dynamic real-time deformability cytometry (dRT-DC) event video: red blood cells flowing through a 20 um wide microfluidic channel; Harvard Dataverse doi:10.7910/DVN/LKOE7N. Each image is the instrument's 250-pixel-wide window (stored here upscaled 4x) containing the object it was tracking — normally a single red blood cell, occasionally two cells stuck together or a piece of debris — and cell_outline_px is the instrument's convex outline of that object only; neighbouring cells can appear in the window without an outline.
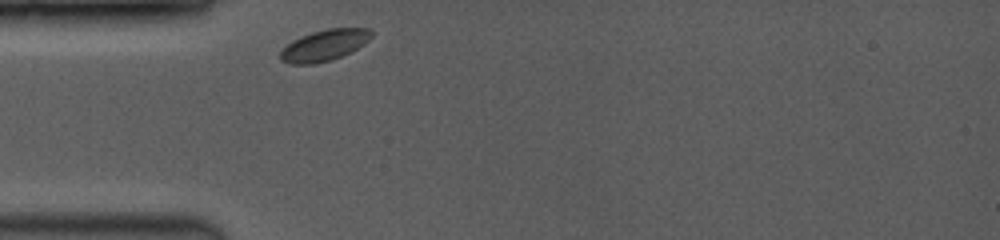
{"species": "common noctule bat (a hibernating species)", "species_latin": "Nyctalus noctula", "temperature_condition": "room temperature", "stored_images_in_passage": 24, "camera_frame_rate_fps": 3500, "um_per_image_px": 0.085, "animal": {"sex": "female", "body_mass_g": 19.0, "forearm_length_mm": 53.3}, "frame": {"image": 1, "passage_image": 1, "time_ms": 0.0, "image_size_px": [1000, 240], "cell_outline_px": [[372, 36], [364, 44], [332, 60], [312, 64], [288, 64], [280, 60], [280, 52], [292, 40], [300, 36], [312, 32], [328, 28], [372, 28]], "centroid_in_image_um": [27.55, 3.84], "position_along_channel_um": 57.4, "area_um2": 16.47}}
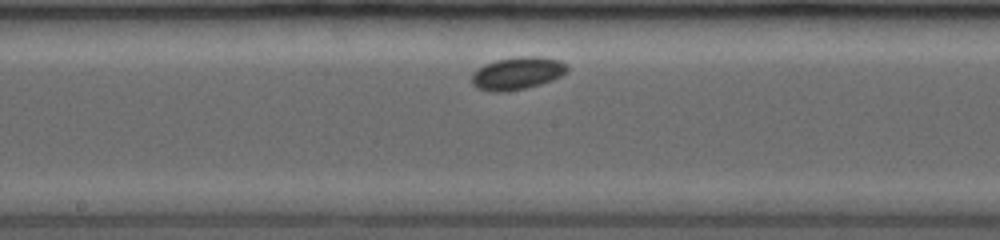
{"frame": {"image": 2, "passage_image": 14, "time_ms": 4.0, "image_size_px": [1000, 240], "cell_outline_px": [[568, 68], [560, 76], [552, 80], [540, 84], [524, 88], [504, 92], [492, 92], [476, 88], [472, 84], [472, 72], [484, 64], [496, 60], [520, 56], [540, 56], [560, 60], [568, 64]], "centroid_in_image_um": [43.95, 6.22], "position_along_channel_um": 204.3, "area_um2": 18.21}}
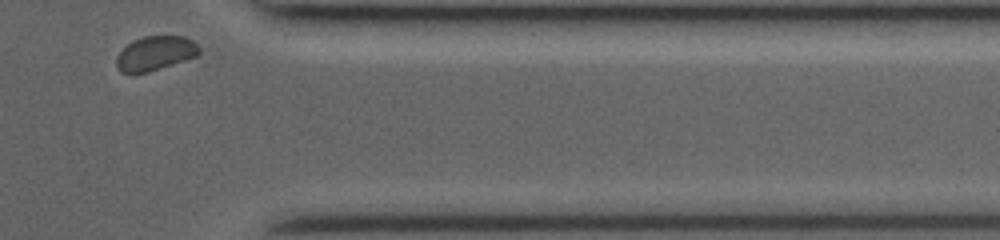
{"frame": {"image": 3, "passage_image": 24, "time_ms": 9.143, "image_size_px": [1000, 240], "cell_outline_px": [[200, 52], [196, 56], [148, 72], [120, 72], [116, 64], [116, 56], [128, 44], [144, 36], [184, 36], [192, 40], [200, 48]], "centroid_in_image_um": [13.21, 4.52], "position_along_channel_um": 398.2, "area_um2": 16.18}}